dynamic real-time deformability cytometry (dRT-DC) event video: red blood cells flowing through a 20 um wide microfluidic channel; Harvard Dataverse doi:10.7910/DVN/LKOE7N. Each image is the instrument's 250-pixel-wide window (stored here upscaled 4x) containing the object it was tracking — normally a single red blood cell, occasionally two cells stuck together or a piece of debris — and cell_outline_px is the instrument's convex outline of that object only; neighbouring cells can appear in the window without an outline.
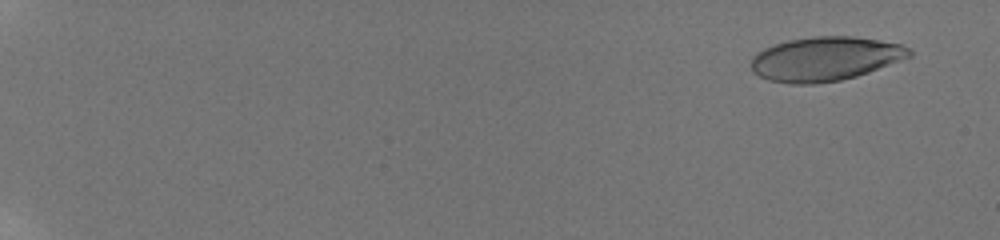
{"species": "human", "species_latin": "Homo sapiens", "temperature_condition": "room temperature", "stored_images_in_passage": 58, "camera_frame_rate_fps": 3000, "um_per_image_px": 0.085, "donor": {"sex": "male"}, "frame": {"image": 1, "passage_image": 4, "time_ms": 1.0, "image_size_px": [1000, 240], "cell_outline_px": [[912, 56], [868, 72], [856, 76], [840, 80], [816, 84], [788, 84], [768, 80], [752, 72], [752, 56], [756, 52], [764, 48], [788, 40], [812, 36], [852, 36], [880, 40], [900, 44], [908, 48], [912, 52]], "centroid_in_image_um": [70.12, 5.0], "position_along_channel_um": 14.9, "area_um2": 40.69}}
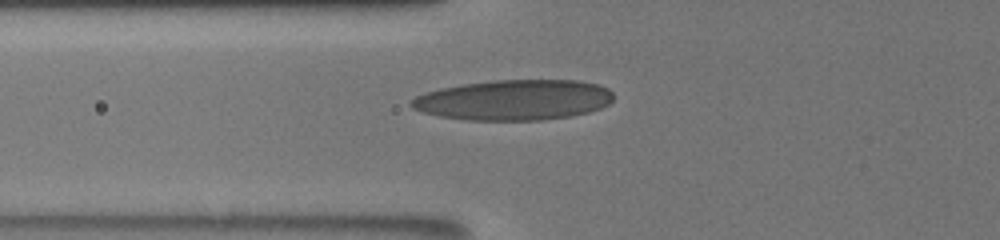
{"frame": {"image": 2, "passage_image": 26, "time_ms": 8.333, "image_size_px": [1000, 240], "cell_outline_px": [[612, 100], [608, 104], [600, 108], [588, 112], [572, 116], [540, 120], [468, 120], [440, 116], [424, 112], [412, 108], [408, 104], [408, 100], [424, 92], [440, 88], [464, 84], [492, 80], [580, 80], [596, 84], [608, 88], [612, 92]], "centroid_in_image_um": [43.66, 8.49], "position_along_channel_um": 82.1, "area_um2": 47.74}}
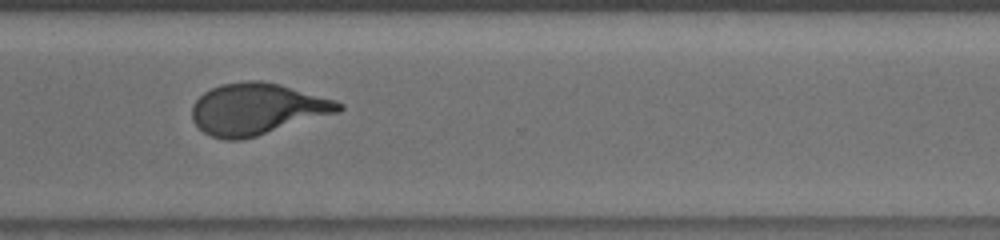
{"frame": {"image": 3, "passage_image": 47, "time_ms": 15.333, "image_size_px": [1000, 240], "cell_outline_px": [[344, 108], [340, 112], [244, 140], [224, 140], [212, 136], [204, 132], [192, 120], [192, 104], [204, 92], [220, 84], [244, 80], [260, 80], [280, 84], [336, 100], [344, 104]], "centroid_in_image_um": [21.87, 9.26], "position_along_channel_um": 348.7, "area_um2": 44.33}, "authors_computed_cell_mechanics": {"area_um2": 43.061, "velocity_mm_per_s": 3.8332, "shape_relaxation_time_tau1_ms": 5.8316, "shape_relaxation_time_tau2_ms": 0.8644, "deformation_change_tau1": 0.2237, "deformation_change_tau2": 0.0792}}